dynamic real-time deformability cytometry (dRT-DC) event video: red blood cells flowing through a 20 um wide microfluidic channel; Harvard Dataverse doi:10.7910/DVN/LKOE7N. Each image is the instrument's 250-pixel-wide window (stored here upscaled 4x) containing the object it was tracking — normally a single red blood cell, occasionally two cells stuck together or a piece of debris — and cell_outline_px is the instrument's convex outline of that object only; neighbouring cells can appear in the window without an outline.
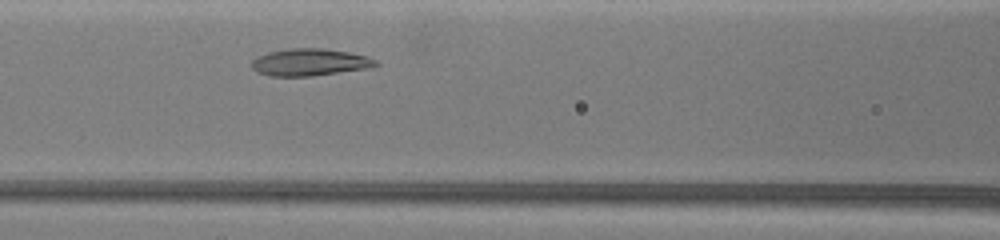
{"species": "common noctule bat (a hibernating species)", "species_latin": "Nyctalus noctula", "temperature_condition": "warm", "stored_images_in_passage": 32, "camera_frame_rate_fps": 3000, "um_per_image_px": 0.085, "animal": {"sex": "female", "body_mass_g": 19.5, "forearm_length_mm": 54.1}, "frame": {"image": 1, "passage_image": 9, "time_ms": 2.0, "image_size_px": [1000, 240], "cell_outline_px": [[380, 64], [368, 68], [312, 76], [268, 76], [256, 72], [252, 68], [252, 60], [256, 56], [268, 52], [288, 48], [324, 48], [348, 52], [364, 56], [376, 60]], "centroid_in_image_um": [26.28, 5.29], "position_along_channel_um": 140.3, "area_um2": 19.65}}
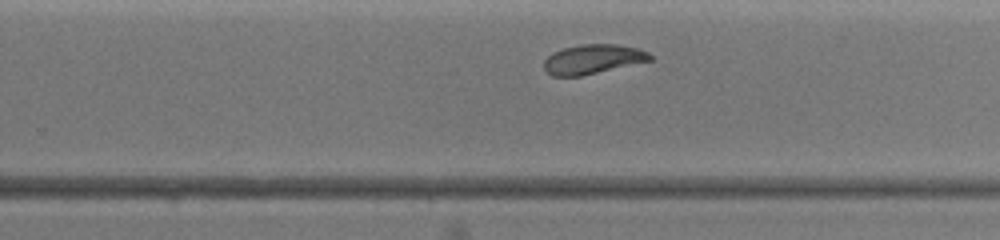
{"frame": {"image": 2, "passage_image": 22, "time_ms": 5.333, "image_size_px": [1000, 240], "cell_outline_px": [[652, 60], [580, 76], [552, 76], [544, 68], [544, 60], [552, 52], [564, 48], [580, 44], [616, 44], [636, 48], [648, 52], [652, 56]], "centroid_in_image_um": [50.37, 5.02], "position_along_channel_um": 279.4, "area_um2": 18.03}}
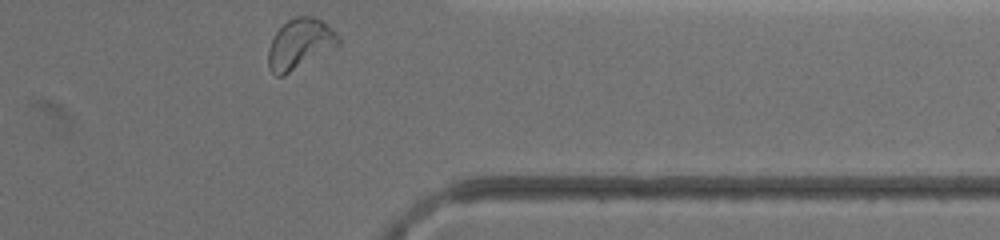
{"frame": {"image": 3, "passage_image": 31, "time_ms": 8.0, "image_size_px": [1000, 240], "cell_outline_px": [[340, 44], [284, 76], [276, 76], [268, 68], [268, 48], [276, 32], [288, 20], [296, 16], [312, 16], [328, 24], [336, 32], [340, 40]], "centroid_in_image_um": [25.48, 3.73], "position_along_channel_um": 385.9, "area_um2": 20.4}, "authors_computed_cell_mechanics": {"area_um2": 18.8428, "velocity_mm_per_s": 4.1872, "shape_relaxation_time_tau1_ms": null, "shape_relaxation_time_tau2_ms": 0.9692, "deformation_change_tau1": null, "deformation_change_tau2": 0.0445}}